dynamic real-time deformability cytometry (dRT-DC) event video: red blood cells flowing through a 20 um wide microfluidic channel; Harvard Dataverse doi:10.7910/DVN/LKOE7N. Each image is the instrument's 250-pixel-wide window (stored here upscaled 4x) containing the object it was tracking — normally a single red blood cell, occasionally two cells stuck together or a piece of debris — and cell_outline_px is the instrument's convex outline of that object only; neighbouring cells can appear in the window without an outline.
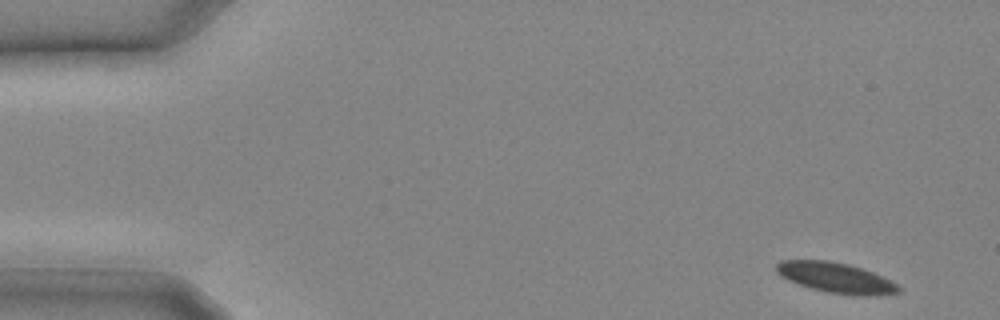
{"species": "common noctule bat (a hibernating species)", "species_latin": "Nyctalus noctula", "temperature_condition": "cold", "stored_images_in_passage": 16, "camera_frame_rate_fps": 3000, "um_per_image_px": 0.085, "animal": {"sex": "male", "body_mass_g": 20.4}, "frame": {"image": 1, "passage_image": 1, "time_ms": 0.0, "image_size_px": [1000, 320], "cell_outline_px": [[900, 292], [876, 296], [864, 296], [828, 292], [812, 288], [788, 280], [780, 276], [776, 272], [776, 264], [780, 260], [828, 260], [848, 264], [872, 272], [896, 284], [900, 288]], "centroid_in_image_um": [71.02, 23.6], "position_along_channel_um": 14.0, "area_um2": 21.33}}
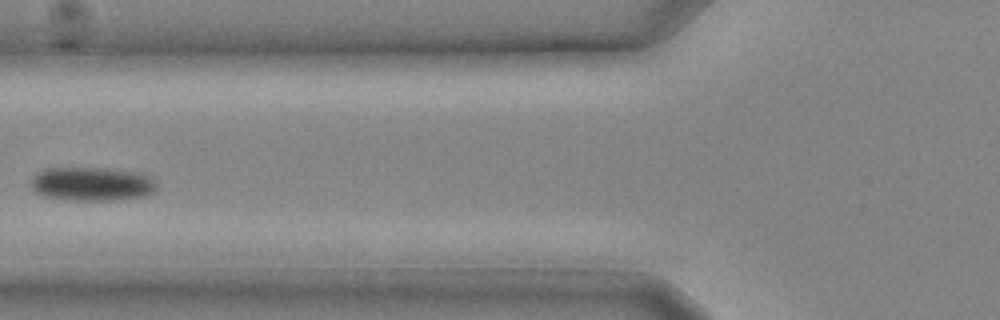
{"frame": {"image": 2, "passage_image": 10, "time_ms": 3.0, "image_size_px": [1000, 320], "cell_outline_px": [[156, 188], [152, 192], [144, 196], [112, 200], [72, 200], [44, 196], [36, 192], [32, 188], [32, 176], [36, 172], [44, 168], [104, 168], [132, 172], [148, 176], [156, 184]], "centroid_in_image_um": [7.75, 15.63], "position_along_channel_um": 118.1, "area_um2": 24.45}}
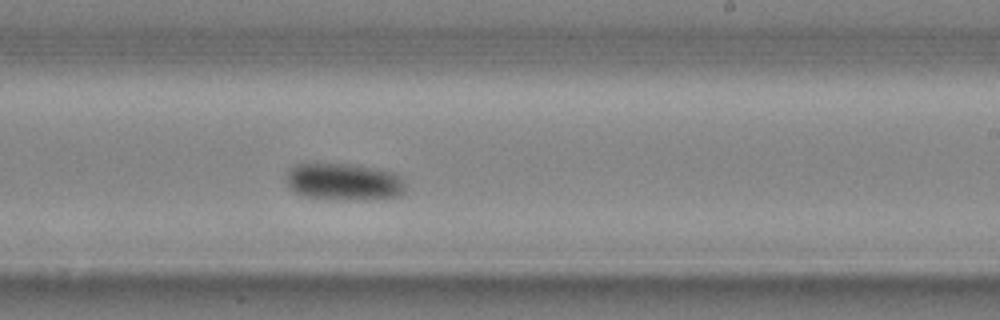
{"frame": {"image": 3, "passage_image": 16, "time_ms": 5.0, "image_size_px": [1000, 320], "cell_outline_px": [[404, 192], [400, 196], [356, 200], [304, 196], [296, 192], [284, 180], [288, 168], [292, 164], [304, 160], [316, 160], [352, 164], [392, 172], [400, 176], [404, 180]], "centroid_in_image_um": [29.12, 15.37], "position_along_channel_um": 259.9, "area_um2": 26.65}}